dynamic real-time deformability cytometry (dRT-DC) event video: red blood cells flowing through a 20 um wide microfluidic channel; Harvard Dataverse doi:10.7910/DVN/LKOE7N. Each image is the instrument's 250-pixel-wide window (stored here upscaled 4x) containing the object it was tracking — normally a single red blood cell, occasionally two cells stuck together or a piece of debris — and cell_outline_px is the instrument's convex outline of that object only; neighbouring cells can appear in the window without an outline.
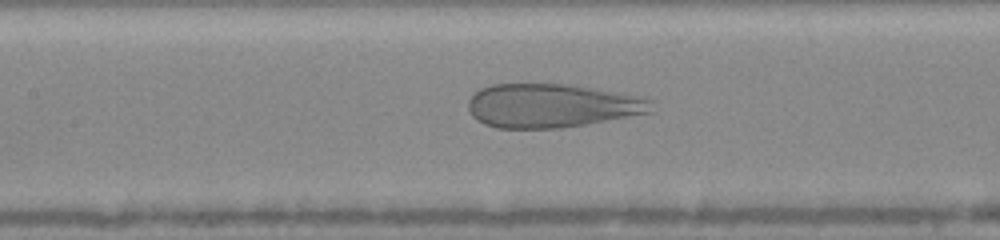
{"species": "human", "species_latin": "Homo sapiens", "temperature_condition": "warm", "stored_images_in_passage": 51, "camera_frame_rate_fps": 3000, "um_per_image_px": 0.085, "donor": {"sex": "female"}, "frame": {"image": 1, "passage_image": 24, "time_ms": 7.667, "image_size_px": [1000, 240], "cell_outline_px": [[656, 112], [560, 128], [496, 128], [484, 124], [476, 120], [472, 116], [468, 108], [468, 100], [480, 88], [492, 84], [572, 84], [596, 88], [640, 96], [652, 100]], "centroid_in_image_um": [46.93, 8.98], "position_along_channel_um": 160.5, "area_um2": 47.16}}
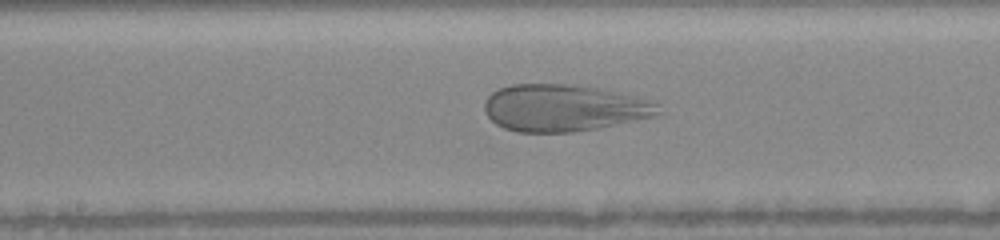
{"frame": {"image": 2, "passage_image": 27, "time_ms": 8.667, "image_size_px": [1000, 240], "cell_outline_px": [[664, 112], [656, 116], [596, 128], [572, 132], [516, 132], [504, 128], [496, 124], [484, 112], [484, 100], [492, 92], [508, 84], [572, 84], [596, 88], [636, 96], [660, 104]], "centroid_in_image_um": [47.92, 9.17], "position_along_channel_um": 200.3, "area_um2": 47.69}}
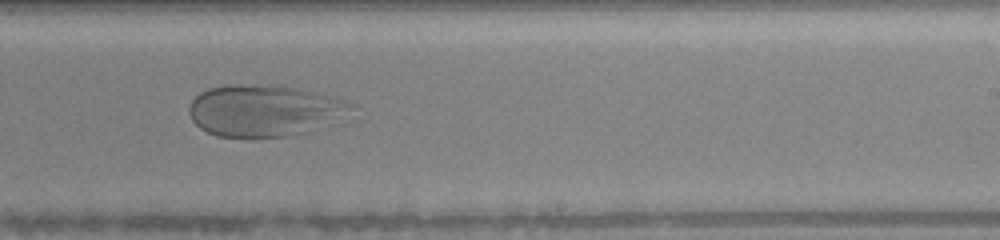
{"frame": {"image": 3, "passage_image": 32, "time_ms": 10.333, "image_size_px": [1000, 240], "cell_outline_px": [[356, 104], [348, 124], [288, 136], [216, 136], [200, 128], [192, 120], [188, 112], [188, 108], [192, 100], [200, 92], [208, 88], [228, 84], [256, 84], [296, 88], [336, 96], [348, 100]], "centroid_in_image_um": [22.68, 9.41], "position_along_channel_um": 266.3, "area_um2": 50.46}}